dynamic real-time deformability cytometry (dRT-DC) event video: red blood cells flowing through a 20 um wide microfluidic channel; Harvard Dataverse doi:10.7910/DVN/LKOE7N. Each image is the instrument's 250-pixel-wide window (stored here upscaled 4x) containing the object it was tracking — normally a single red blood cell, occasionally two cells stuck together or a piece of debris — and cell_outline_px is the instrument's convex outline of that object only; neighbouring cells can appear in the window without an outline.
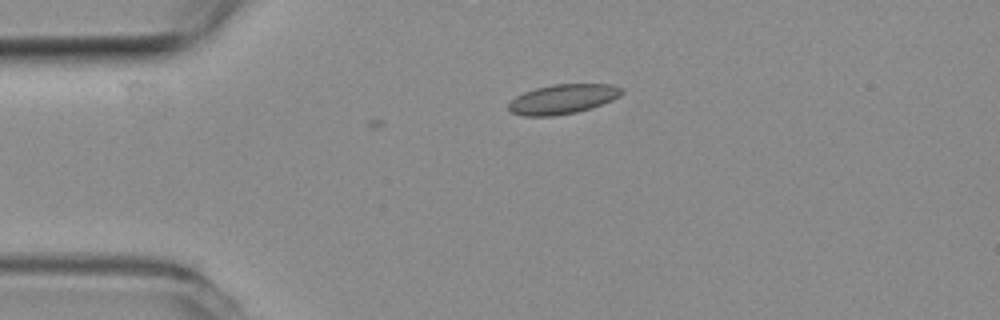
{"species": "common noctule bat (a hibernating species)", "species_latin": "Nyctalus noctula", "temperature_condition": "room temperature", "stored_images_in_passage": 3, "camera_frame_rate_fps": 3000, "um_per_image_px": 0.085, "animal": {"sex": "female", "body_mass_g": 19.3, "forearm_length_mm": 54.1}, "frame": {"image": 1, "passage_image": 3, "time_ms": 0.667, "image_size_px": [1000, 320], "cell_outline_px": [[624, 92], [620, 96], [612, 100], [576, 112], [552, 116], [524, 116], [512, 112], [508, 108], [508, 104], [516, 96], [524, 92], [536, 88], [552, 84], [612, 84], [624, 88]], "centroid_in_image_um": [47.85, 8.41], "position_along_channel_um": 37.2, "area_um2": 19.42}}